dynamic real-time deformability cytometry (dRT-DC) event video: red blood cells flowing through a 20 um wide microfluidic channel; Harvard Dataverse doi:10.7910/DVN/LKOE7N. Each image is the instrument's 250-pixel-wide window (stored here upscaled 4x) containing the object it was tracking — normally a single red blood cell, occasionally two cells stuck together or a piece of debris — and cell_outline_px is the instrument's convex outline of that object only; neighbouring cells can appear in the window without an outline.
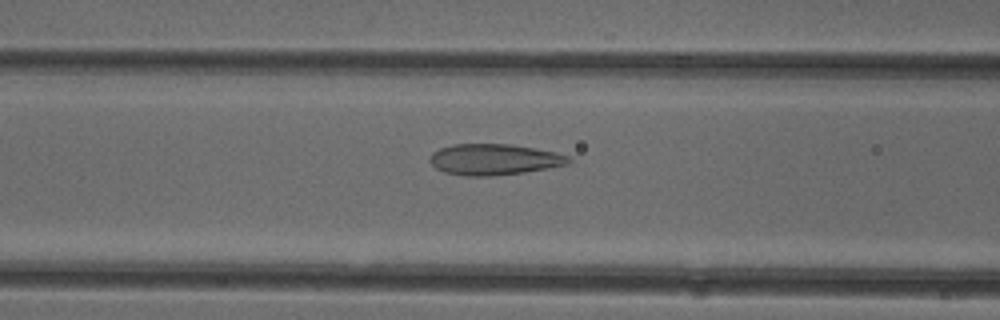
{"species": "common noctule bat (a hibernating species)", "species_latin": "Nyctalus noctula", "temperature_condition": "cold", "stored_images_in_passage": 50, "camera_frame_rate_fps": 3000, "um_per_image_px": 0.085, "animal": {"sex": "female"}, "frame": {"image": 1, "passage_image": 20, "time_ms": 6.333, "image_size_px": [1000, 320], "cell_outline_px": [[572, 160], [568, 164], [524, 172], [492, 176], [464, 176], [444, 172], [436, 168], [428, 160], [432, 152], [440, 148], [452, 144], [512, 144], [536, 148], [556, 152], [568, 156]], "centroid_in_image_um": [41.98, 13.55], "position_along_channel_um": 124.6, "area_um2": 25.2}}
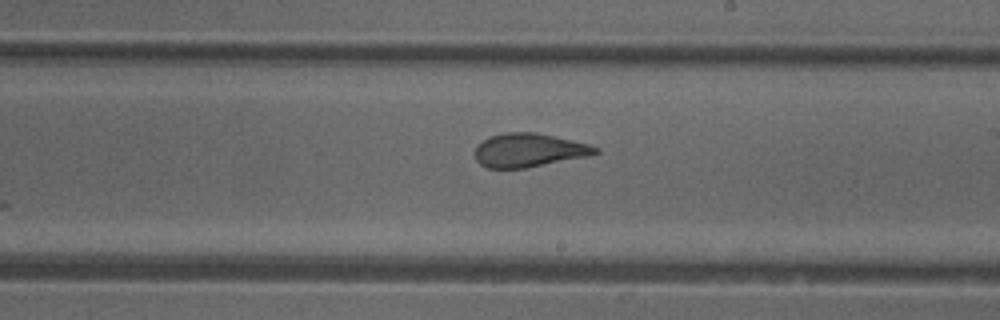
{"frame": {"image": 2, "passage_image": 29, "time_ms": 9.333, "image_size_px": [1000, 320], "cell_outline_px": [[600, 152], [588, 156], [524, 168], [488, 168], [480, 164], [476, 160], [476, 144], [492, 136], [504, 132], [536, 132], [588, 144], [600, 148]], "centroid_in_image_um": [44.95, 12.76], "position_along_channel_um": 244.0, "area_um2": 23.41}}
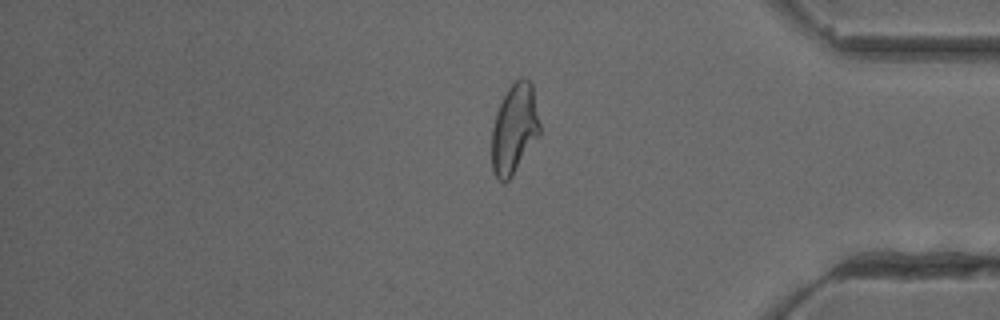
{"frame": {"image": 3, "passage_image": 42, "time_ms": 13.667, "image_size_px": [1000, 320], "cell_outline_px": [[540, 132], [512, 176], [504, 184], [492, 172], [492, 128], [496, 112], [508, 88], [520, 76], [524, 76], [532, 84], [540, 124]], "centroid_in_image_um": [43.71, 10.93], "position_along_channel_um": 391.5, "area_um2": 24.91}, "authors_computed_cell_mechanics": {"area_um2": 25.721, "velocity_mm_per_s": 3.9732, "shape_relaxation_time_tau1_ms": null, "shape_relaxation_time_tau2_ms": 0.7258, "deformation_change_tau1": null, "deformation_change_tau2": 0.0717}}